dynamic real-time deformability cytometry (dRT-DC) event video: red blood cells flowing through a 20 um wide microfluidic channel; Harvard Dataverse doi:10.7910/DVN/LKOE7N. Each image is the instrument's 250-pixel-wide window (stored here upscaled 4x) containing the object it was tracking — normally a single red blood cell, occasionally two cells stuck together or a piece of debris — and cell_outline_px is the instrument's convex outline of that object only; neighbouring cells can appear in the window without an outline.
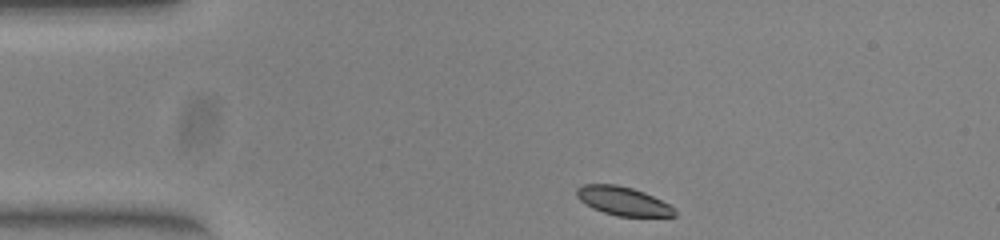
{"species": "common noctule bat (a hibernating species)", "species_latin": "Nyctalus noctula", "temperature_condition": "warm", "stored_images_in_passage": 44, "camera_frame_rate_fps": 3000, "um_per_image_px": 0.085, "animal": {"sex": "female", "body_mass_g": 23.0, "forearm_length_mm": 53.4}, "frame": {"image": 1, "passage_image": 1, "time_ms": 0.0, "image_size_px": [1000, 240], "cell_outline_px": [[676, 216], [616, 216], [592, 208], [580, 200], [576, 196], [576, 188], [584, 184], [616, 184], [632, 188], [644, 192], [668, 204], [676, 212]], "centroid_in_image_um": [52.91, 17.08], "position_along_channel_um": 32.1, "area_um2": 16.18}}
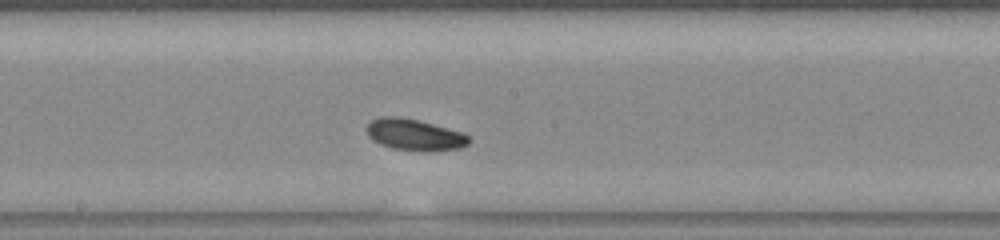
{"frame": {"image": 2, "passage_image": 19, "time_ms": 6.0, "image_size_px": [1000, 240], "cell_outline_px": [[472, 140], [468, 144], [460, 148], [428, 152], [424, 152], [392, 148], [380, 144], [372, 140], [368, 136], [364, 128], [372, 120], [380, 116], [400, 116], [464, 132]], "centroid_in_image_um": [35.22, 11.46], "position_along_channel_um": 213.0, "area_um2": 19.02}}
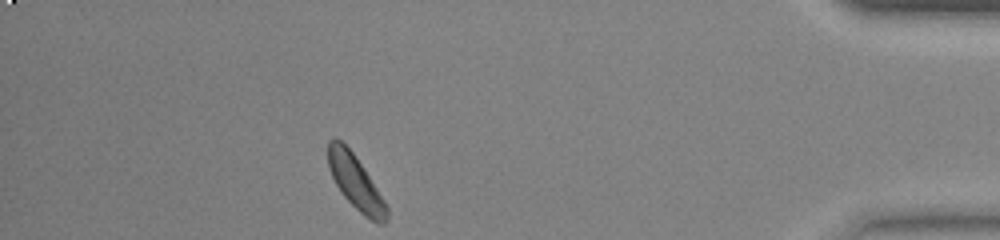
{"frame": {"image": 3, "passage_image": 38, "time_ms": 12.333, "image_size_px": [1000, 240], "cell_outline_px": [[388, 220], [384, 224], [376, 224], [364, 216], [344, 196], [336, 184], [328, 168], [328, 140], [336, 136], [352, 152], [384, 200], [388, 208]], "centroid_in_image_um": [30.22, 15.52], "position_along_channel_um": 405.0, "area_um2": 18.15}}